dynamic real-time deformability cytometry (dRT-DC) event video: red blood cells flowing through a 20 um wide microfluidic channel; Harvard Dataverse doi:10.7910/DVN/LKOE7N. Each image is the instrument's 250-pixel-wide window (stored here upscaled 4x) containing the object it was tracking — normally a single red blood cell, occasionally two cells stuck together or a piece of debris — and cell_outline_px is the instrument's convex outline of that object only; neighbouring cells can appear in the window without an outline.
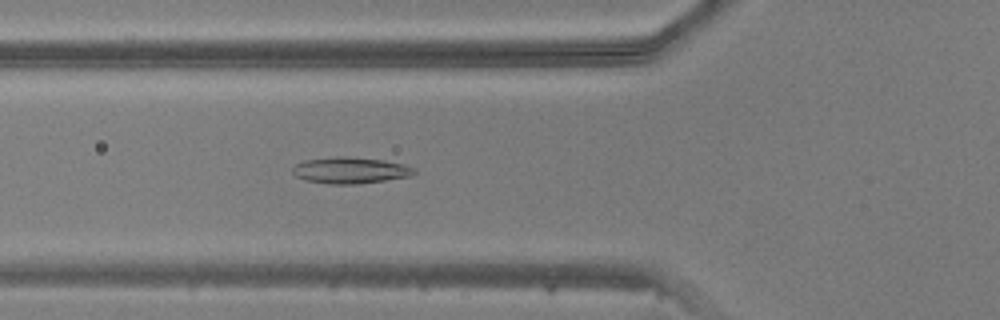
{"species": "common noctule bat (a hibernating species)", "species_latin": "Nyctalus noctula", "temperature_condition": "warm", "stored_images_in_passage": 48, "camera_frame_rate_fps": 3000, "um_per_image_px": 0.085, "animal": {"sex": "male", "body_mass_g": 20.5, "forearm_length_mm": 52.5}, "frame": {"image": 1, "passage_image": 16, "time_ms": 5.0, "image_size_px": [1000, 320], "cell_outline_px": [[416, 172], [412, 176], [356, 184], [328, 184], [308, 180], [296, 176], [292, 172], [292, 168], [296, 164], [304, 160], [340, 156], [348, 156], [384, 160], [404, 164], [416, 168]], "centroid_in_image_um": [29.8, 14.47], "position_along_channel_um": 96.0, "area_um2": 18.67}}
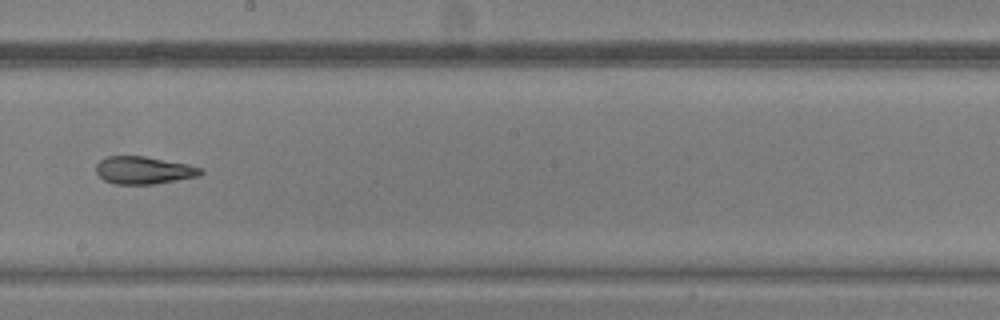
{"frame": {"image": 2, "passage_image": 26, "time_ms": 8.333, "image_size_px": [1000, 320], "cell_outline_px": [[204, 172], [200, 176], [152, 184], [116, 184], [104, 180], [96, 172], [96, 164], [100, 160], [108, 156], [144, 156], [188, 164], [204, 168]], "centroid_in_image_um": [12.24, 14.47], "position_along_channel_um": 236.0, "area_um2": 16.82}}
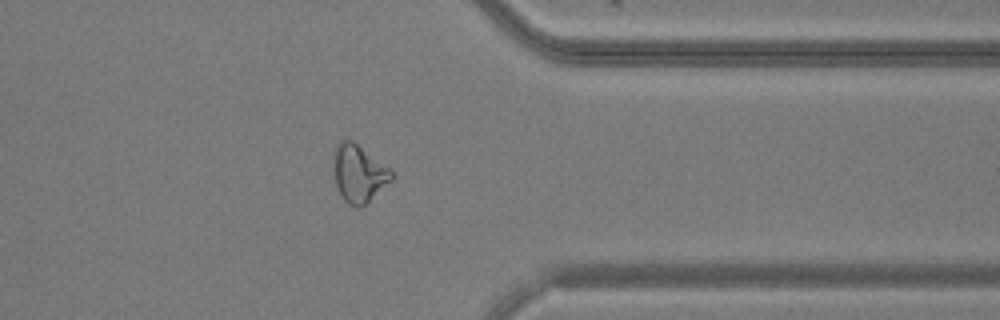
{"frame": {"image": 3, "passage_image": 37, "time_ms": 12.0, "image_size_px": [1000, 320], "cell_outline_px": [[392, 180], [368, 204], [360, 208], [356, 208], [348, 204], [344, 200], [336, 188], [332, 168], [332, 152], [336, 144], [340, 140], [352, 140], [392, 168]], "centroid_in_image_um": [30.47, 14.75], "position_along_channel_um": 380.9, "area_um2": 20.29}}